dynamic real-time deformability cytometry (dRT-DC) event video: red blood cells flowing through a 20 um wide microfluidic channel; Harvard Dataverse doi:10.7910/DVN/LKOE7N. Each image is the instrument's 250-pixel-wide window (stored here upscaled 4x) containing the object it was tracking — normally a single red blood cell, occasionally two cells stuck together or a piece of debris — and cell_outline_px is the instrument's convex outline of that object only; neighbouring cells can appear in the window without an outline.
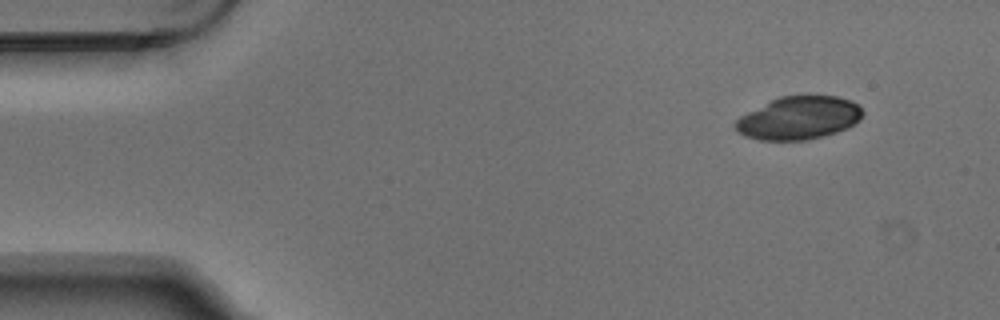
{"species": "Egyptian fruit bat (a non-hibernating species)", "species_latin": "Rousettus aegyptiacus", "temperature_condition": "warm", "stored_images_in_passage": 3, "camera_frame_rate_fps": 3000, "um_per_image_px": 0.085, "animal": {"sex": "male"}, "frame": {"image": 1, "passage_image": 1, "time_ms": 0.0, "image_size_px": [1000, 320], "cell_outline_px": [[864, 112], [860, 120], [848, 128], [836, 132], [808, 140], [760, 140], [744, 136], [736, 132], [732, 124], [740, 116], [780, 96], [836, 96], [852, 100]], "centroid_in_image_um": [67.88, 10.04], "position_along_channel_um": 17.1, "area_um2": 31.91}}
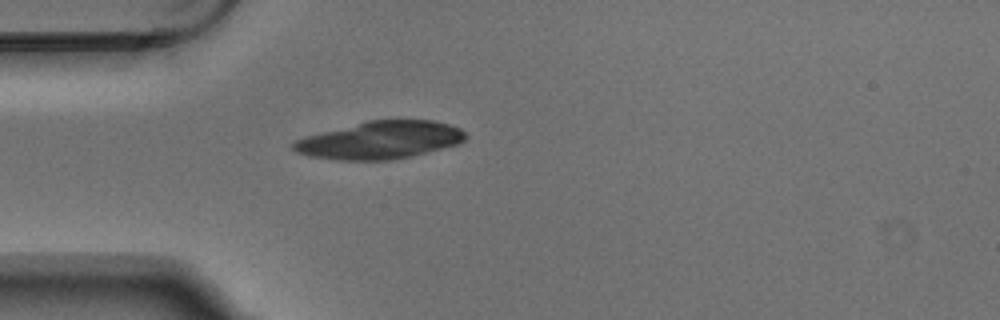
{"frame": {"image": 2, "passage_image": 3, "time_ms": 0.667, "image_size_px": [1000, 320], "cell_outline_px": [[468, 136], [460, 144], [408, 156], [388, 160], [336, 160], [308, 156], [296, 152], [292, 148], [292, 144], [296, 140], [304, 136], [368, 120], [432, 120], [448, 124], [460, 128]], "centroid_in_image_um": [32.29, 11.91], "position_along_channel_um": 52.7, "area_um2": 37.63}}